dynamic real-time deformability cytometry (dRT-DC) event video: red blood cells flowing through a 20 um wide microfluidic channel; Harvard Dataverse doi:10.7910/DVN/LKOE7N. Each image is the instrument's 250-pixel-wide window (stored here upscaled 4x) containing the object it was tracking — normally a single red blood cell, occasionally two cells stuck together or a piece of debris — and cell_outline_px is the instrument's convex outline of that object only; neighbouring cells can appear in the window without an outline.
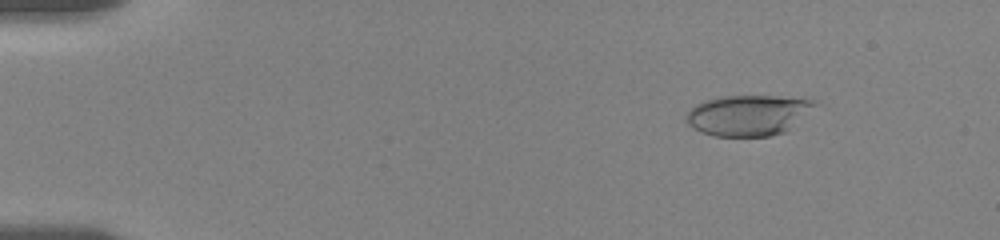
{"species": "human", "species_latin": "Homo sapiens", "temperature_condition": "room temperature", "stored_images_in_passage": 48, "camera_frame_rate_fps": 3000, "um_per_image_px": 0.085, "donor": {"sex": "female"}, "frame": {"image": 1, "passage_image": 6, "time_ms": 2.0, "image_size_px": [1000, 240], "cell_outline_px": [[820, 104], [784, 132], [772, 136], [712, 136], [692, 128], [684, 120], [684, 116], [696, 104], [704, 100], [720, 96], [808, 96], [816, 100]], "centroid_in_image_um": [63.65, 9.76], "position_along_channel_um": 21.4, "area_um2": 31.1}}
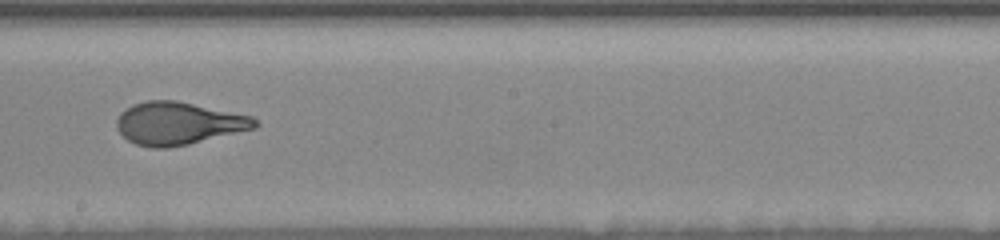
{"frame": {"image": 2, "passage_image": 28, "time_ms": 10.667, "image_size_px": [1000, 240], "cell_outline_px": [[260, 124], [256, 128], [188, 144], [168, 148], [152, 148], [136, 144], [128, 140], [116, 128], [116, 120], [120, 112], [132, 104], [148, 100], [176, 100], [252, 116]], "centroid_in_image_um": [15.15, 10.48], "position_along_channel_um": 233.1, "area_um2": 34.39}}
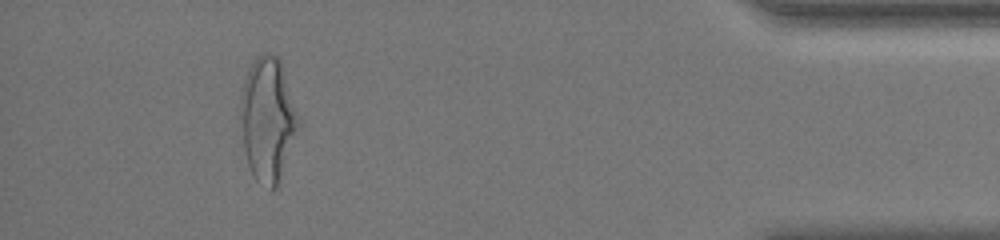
{"frame": {"image": 3, "passage_image": 44, "time_ms": 17.0, "image_size_px": [1000, 240], "cell_outline_px": [[300, 124], [280, 180], [276, 188], [272, 192], [256, 180], [248, 164], [244, 148], [240, 116], [240, 100], [244, 80], [248, 68], [256, 56], [264, 52], [268, 52], [276, 56], [280, 60], [300, 116]], "centroid_in_image_um": [22.77, 10.13], "position_along_channel_um": 412.4, "area_um2": 42.08}, "authors_computed_cell_mechanics": {"area_um2": 33.7552, "velocity_mm_per_s": 3.6122, "shape_relaxation_time_tau1_ms": 4.3493, "shape_relaxation_time_tau2_ms": null, "deformation_change_tau1": 0.1793, "deformation_change_tau2": null}}